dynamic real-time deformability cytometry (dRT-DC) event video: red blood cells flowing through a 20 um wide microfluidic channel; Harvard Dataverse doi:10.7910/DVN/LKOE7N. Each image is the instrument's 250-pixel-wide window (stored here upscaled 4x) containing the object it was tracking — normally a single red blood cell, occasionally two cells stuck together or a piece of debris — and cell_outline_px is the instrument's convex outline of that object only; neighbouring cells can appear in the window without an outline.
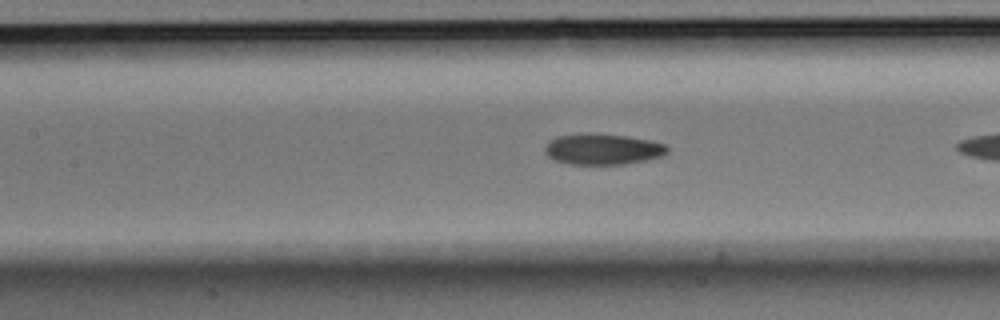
{"species": "Egyptian fruit bat (a non-hibernating species)", "species_latin": "Rousettus aegyptiacus", "temperature_condition": "room temperature", "stored_images_in_passage": 37, "camera_frame_rate_fps": 3000, "um_per_image_px": 0.085, "animal": {"sex": "male"}, "frame": {"image": 1, "passage_image": 19, "time_ms": 6.0, "image_size_px": [1000, 320], "cell_outline_px": [[668, 152], [664, 156], [624, 164], [568, 164], [552, 160], [544, 152], [544, 148], [548, 140], [560, 136], [624, 136], [648, 140], [664, 144], [668, 148]], "centroid_in_image_um": [51.22, 12.73], "position_along_channel_um": 156.2, "area_um2": 21.21}}
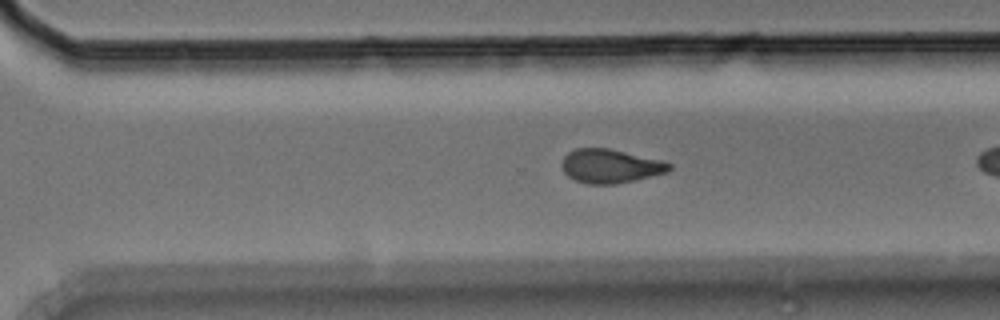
{"frame": {"image": 2, "passage_image": 32, "time_ms": 10.333, "image_size_px": [1000, 320], "cell_outline_px": [[672, 168], [668, 172], [636, 180], [616, 184], [588, 184], [576, 180], [568, 176], [564, 172], [560, 164], [564, 156], [568, 152], [576, 148], [608, 148], [660, 160], [672, 164]], "centroid_in_image_um": [51.86, 14.12], "position_along_channel_um": 318.7, "area_um2": 21.21}}
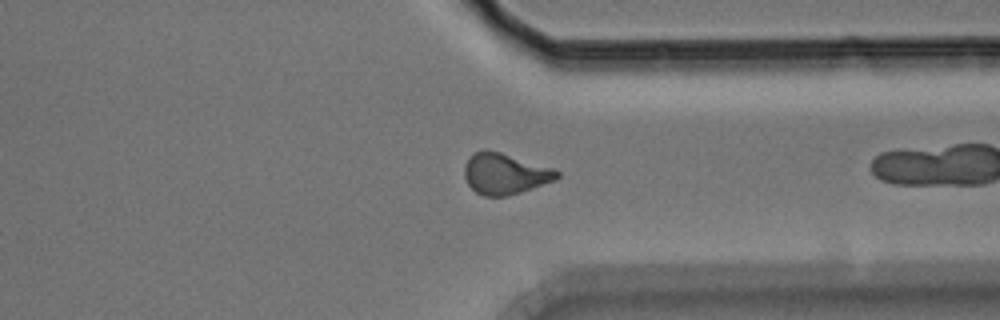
{"frame": {"image": 3, "passage_image": 36, "time_ms": 11.667, "image_size_px": [1000, 320], "cell_outline_px": [[560, 176], [556, 180], [508, 196], [484, 196], [476, 192], [468, 184], [464, 176], [464, 164], [472, 152], [484, 148], [500, 152], [556, 168], [560, 172]], "centroid_in_image_um": [42.92, 14.74], "position_along_channel_um": 368.5, "area_um2": 22.48}}